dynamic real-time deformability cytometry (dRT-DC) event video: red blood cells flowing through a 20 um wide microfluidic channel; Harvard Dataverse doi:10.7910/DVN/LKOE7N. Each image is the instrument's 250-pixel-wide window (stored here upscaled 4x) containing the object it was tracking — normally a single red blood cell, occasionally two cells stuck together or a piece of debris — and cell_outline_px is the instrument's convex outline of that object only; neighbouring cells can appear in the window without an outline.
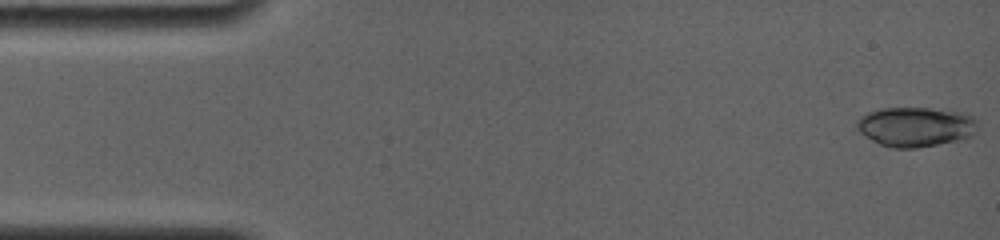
{"species": "common noctule bat (a hibernating species)", "species_latin": "Nyctalus noctula", "temperature_condition": "room temperature", "stored_images_in_passage": 34, "camera_frame_rate_fps": 4000, "um_per_image_px": 0.085, "animal": {"sex": "female", "body_mass_g": 19.0, "forearm_length_mm": 56.7}, "frame": {"image": 1, "passage_image": 1, "time_ms": 0.0, "image_size_px": [1000, 240], "cell_outline_px": [[980, 120], [972, 136], [956, 140], [916, 148], [892, 148], [880, 144], [872, 140], [860, 132], [856, 128], [856, 120], [860, 116], [868, 112], [884, 108], [928, 108], [960, 112], [976, 116]], "centroid_in_image_um": [77.84, 10.76], "position_along_channel_um": 7.2, "area_um2": 27.98}}
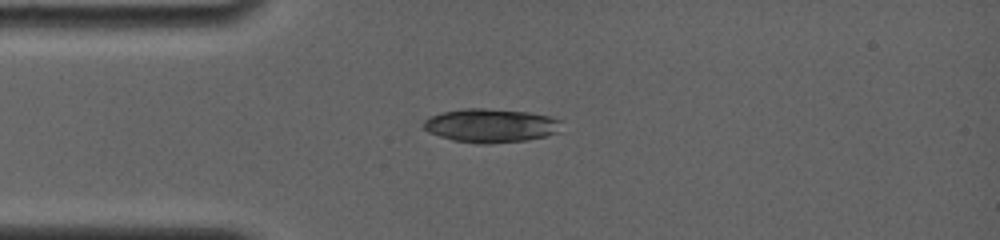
{"frame": {"image": 2, "passage_image": 28, "time_ms": 3.75, "image_size_px": [1000, 240], "cell_outline_px": [[560, 132], [548, 136], [528, 140], [488, 144], [476, 144], [452, 140], [428, 132], [424, 128], [424, 120], [432, 116], [444, 112], [464, 108], [480, 108], [528, 112], [548, 116], [560, 120]], "centroid_in_image_um": [41.74, 10.69], "position_along_channel_um": 43.3, "area_um2": 27.11}}